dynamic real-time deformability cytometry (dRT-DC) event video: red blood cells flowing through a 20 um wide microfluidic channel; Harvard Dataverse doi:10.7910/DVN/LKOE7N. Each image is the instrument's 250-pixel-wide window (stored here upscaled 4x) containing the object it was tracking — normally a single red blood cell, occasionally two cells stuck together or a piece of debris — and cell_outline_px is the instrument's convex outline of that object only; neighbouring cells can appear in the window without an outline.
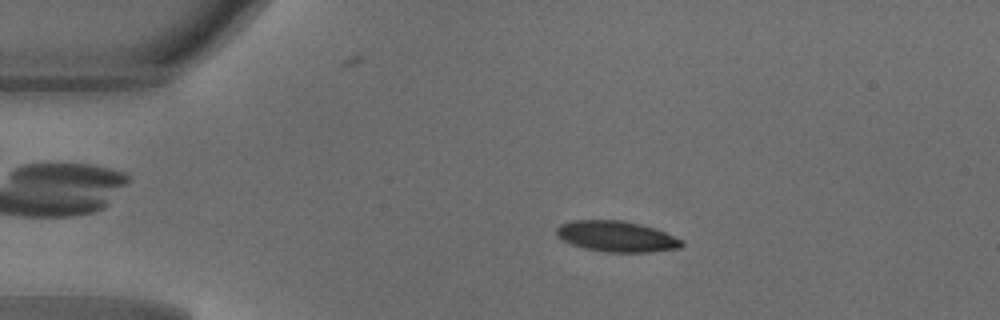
{"species": "common noctule bat (a hibernating species)", "species_latin": "Nyctalus noctula", "temperature_condition": "warm", "stored_images_in_passage": 47, "camera_frame_rate_fps": 3000, "um_per_image_px": 0.085, "animal": {"sex": "male", "body_mass_g": 18.8}, "frame": {"image": 1, "passage_image": 9, "time_ms": 2.667, "image_size_px": [1000, 320], "cell_outline_px": [[684, 244], [680, 248], [648, 252], [604, 252], [584, 248], [560, 240], [556, 236], [556, 228], [560, 224], [572, 220], [620, 220], [640, 224], [664, 232], [684, 240]], "centroid_in_image_um": [52.37, 20.1], "position_along_channel_um": 32.6, "area_um2": 22.54}}
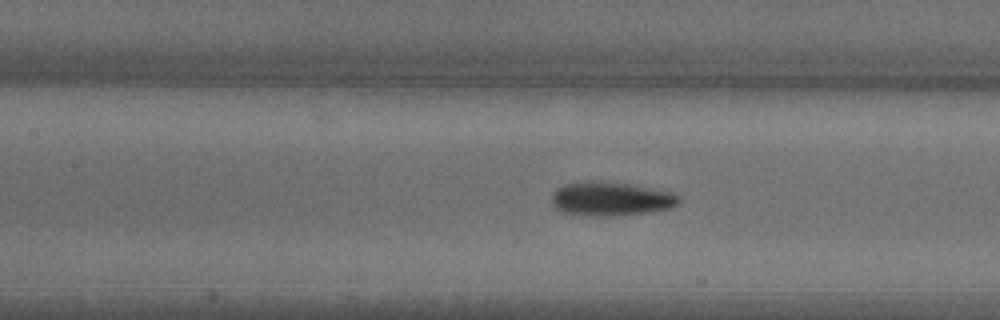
{"frame": {"image": 2, "passage_image": 21, "time_ms": 6.667, "image_size_px": [1000, 320], "cell_outline_px": [[680, 200], [672, 208], [652, 212], [608, 216], [584, 216], [560, 212], [552, 204], [552, 192], [556, 188], [564, 184], [588, 180], [592, 180], [628, 184], [676, 192], [680, 196]], "centroid_in_image_um": [51.91, 16.9], "position_along_channel_um": 155.5, "area_um2": 25.61}}
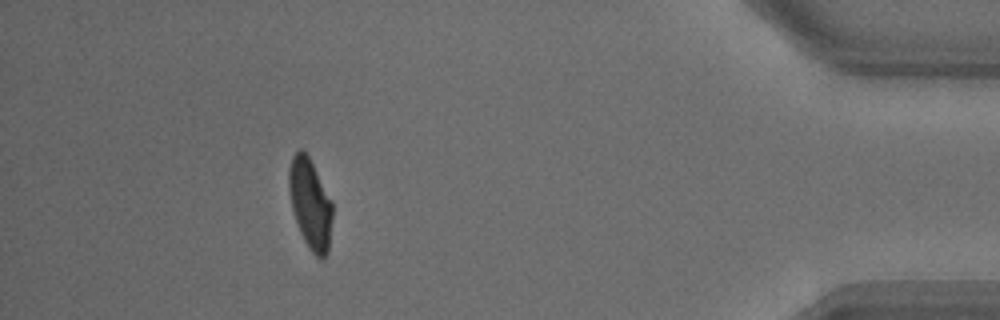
{"frame": {"image": 3, "passage_image": 43, "time_ms": 14.0, "image_size_px": [1000, 320], "cell_outline_px": [[332, 216], [328, 252], [320, 260], [308, 248], [300, 232], [292, 208], [288, 188], [288, 168], [292, 156], [300, 148], [304, 148], [332, 200]], "centroid_in_image_um": [26.36, 17.29], "position_along_channel_um": 408.8, "area_um2": 22.95}, "authors_computed_cell_mechanics": {"area_um2": 23.2934, "velocity_mm_per_s": 4.1819, "shape_relaxation_time_tau1_ms": 2.4849, "shape_relaxation_time_tau2_ms": 0.9485, "deformation_change_tau1": 0.1511, "deformation_change_tau2": 0.0469}}